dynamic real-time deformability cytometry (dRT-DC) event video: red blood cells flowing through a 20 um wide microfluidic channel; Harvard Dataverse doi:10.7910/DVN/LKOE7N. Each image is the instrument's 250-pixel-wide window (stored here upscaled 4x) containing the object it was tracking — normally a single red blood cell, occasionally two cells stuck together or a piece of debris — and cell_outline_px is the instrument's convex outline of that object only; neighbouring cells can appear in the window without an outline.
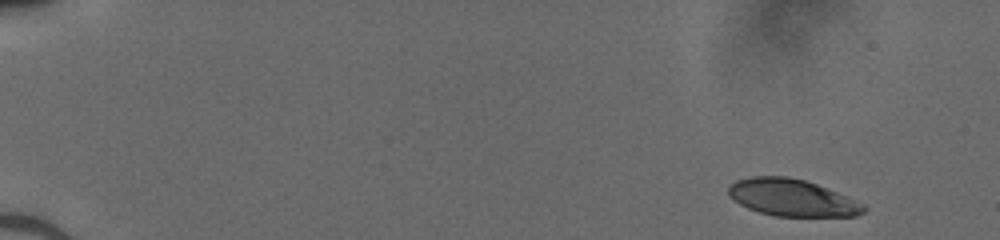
{"species": "human", "species_latin": "Homo sapiens", "temperature_condition": "cold", "stored_images_in_passage": 47, "camera_frame_rate_fps": 3000, "um_per_image_px": 0.085, "donor": {"sex": "male"}, "frame": {"image": 1, "passage_image": 1, "time_ms": 0.0, "image_size_px": [1000, 240], "cell_outline_px": [[868, 208], [864, 212], [856, 216], [776, 216], [760, 212], [748, 208], [732, 200], [728, 196], [728, 184], [736, 180], [752, 176], [788, 176], [804, 180], [816, 184], [836, 192], [864, 204]], "centroid_in_image_um": [67.28, 16.8], "position_along_channel_um": 17.7, "area_um2": 29.13}}
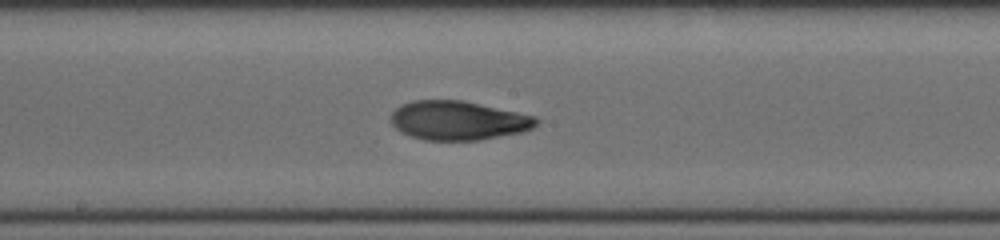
{"frame": {"image": 2, "passage_image": 26, "time_ms": 8.333, "image_size_px": [1000, 240], "cell_outline_px": [[540, 120], [532, 128], [520, 132], [480, 140], [424, 140], [400, 132], [388, 120], [392, 112], [400, 104], [412, 100], [460, 100], [536, 116]], "centroid_in_image_um": [38.89, 10.24], "position_along_channel_um": 209.3, "area_um2": 33.06}}
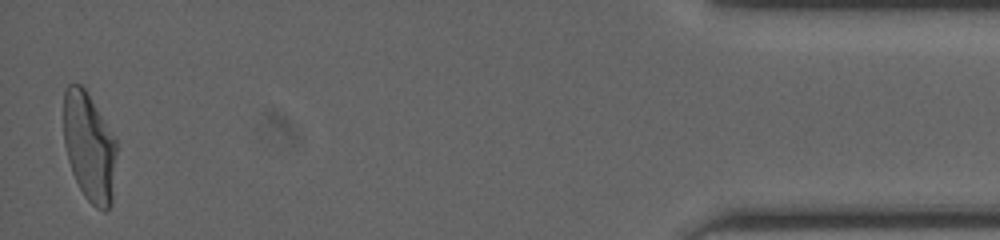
{"frame": {"image": 3, "passage_image": 47, "time_ms": 15.333, "image_size_px": [1000, 240], "cell_outline_px": [[116, 152], [112, 204], [104, 212], [96, 208], [84, 196], [72, 172], [68, 160], [64, 144], [64, 92], [68, 84], [80, 84], [84, 88], [116, 140]], "centroid_in_image_um": [7.58, 12.52], "position_along_channel_um": 427.6, "area_um2": 33.29}}